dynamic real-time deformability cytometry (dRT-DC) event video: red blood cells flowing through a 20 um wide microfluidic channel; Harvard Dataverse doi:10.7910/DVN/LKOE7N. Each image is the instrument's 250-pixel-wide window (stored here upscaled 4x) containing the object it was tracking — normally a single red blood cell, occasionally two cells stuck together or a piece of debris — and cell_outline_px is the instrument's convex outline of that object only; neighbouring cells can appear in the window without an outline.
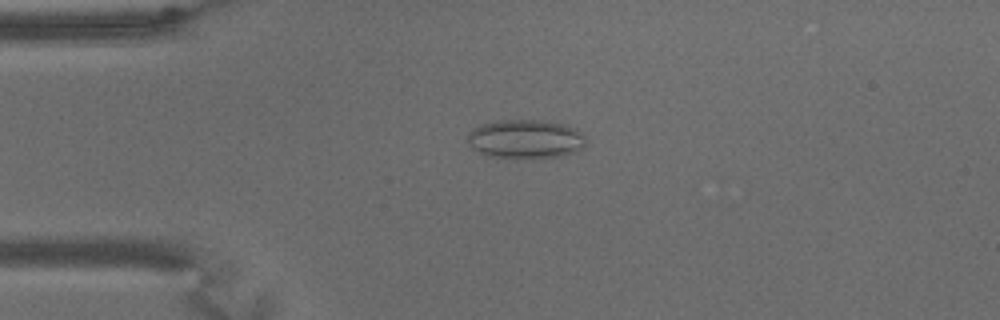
{"species": "common noctule bat (a hibernating species)", "species_latin": "Nyctalus noctula", "temperature_condition": "warm", "stored_images_in_passage": 66, "camera_frame_rate_fps": 3000, "um_per_image_px": 0.085, "animal": {"sex": "male", "body_mass_g": 15.6}, "frame": {"image": 1, "passage_image": 16, "time_ms": 5.0, "image_size_px": [1000, 320], "cell_outline_px": [[584, 144], [580, 148], [572, 152], [560, 156], [516, 160], [492, 156], [480, 152], [472, 148], [468, 140], [468, 132], [472, 128], [492, 120], [544, 120], [564, 124], [576, 128], [584, 136]], "centroid_in_image_um": [44.63, 11.82], "position_along_channel_um": 40.4, "area_um2": 27.11}}
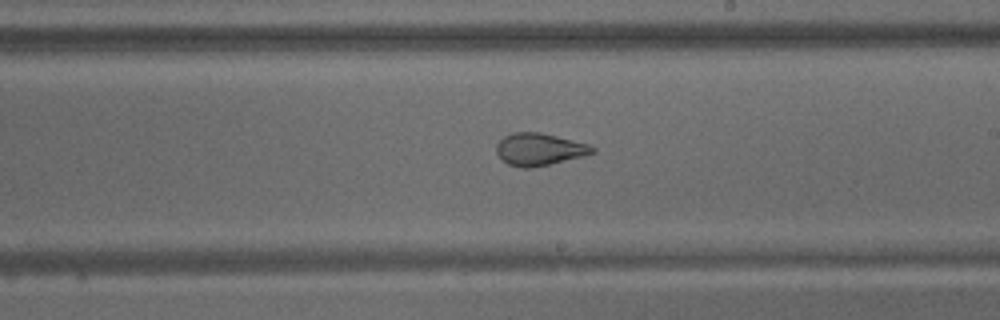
{"frame": {"image": 2, "passage_image": 38, "time_ms": 12.333, "image_size_px": [1000, 320], "cell_outline_px": [[596, 152], [584, 156], [532, 168], [520, 168], [508, 164], [500, 160], [496, 152], [496, 144], [504, 136], [512, 132], [540, 132], [588, 144], [596, 148]], "centroid_in_image_um": [45.81, 12.7], "position_along_channel_um": 243.2, "area_um2": 18.21}}
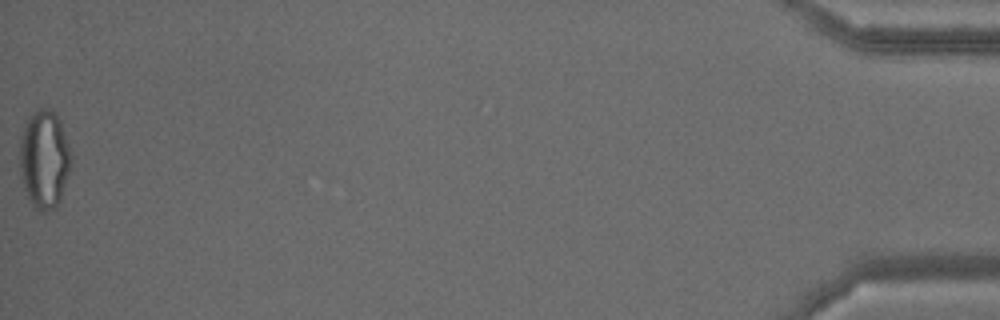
{"frame": {"image": 3, "passage_image": 66, "time_ms": 21.667, "image_size_px": [1000, 320], "cell_outline_px": [[72, 164], [60, 200], [56, 208], [44, 212], [40, 212], [32, 204], [24, 188], [20, 168], [20, 140], [24, 124], [28, 116], [40, 108], [48, 108], [60, 120], [72, 156]], "centroid_in_image_um": [3.77, 13.54], "position_along_channel_um": 431.4, "area_um2": 29.42}, "authors_computed_cell_mechanics": {"area_um2": 23.7269, "velocity_mm_per_s": 3.0837, "shape_relaxation_time_tau1_ms": null, "shape_relaxation_time_tau2_ms": 1.2643, "deformation_change_tau1": null, "deformation_change_tau2": 0.078}}